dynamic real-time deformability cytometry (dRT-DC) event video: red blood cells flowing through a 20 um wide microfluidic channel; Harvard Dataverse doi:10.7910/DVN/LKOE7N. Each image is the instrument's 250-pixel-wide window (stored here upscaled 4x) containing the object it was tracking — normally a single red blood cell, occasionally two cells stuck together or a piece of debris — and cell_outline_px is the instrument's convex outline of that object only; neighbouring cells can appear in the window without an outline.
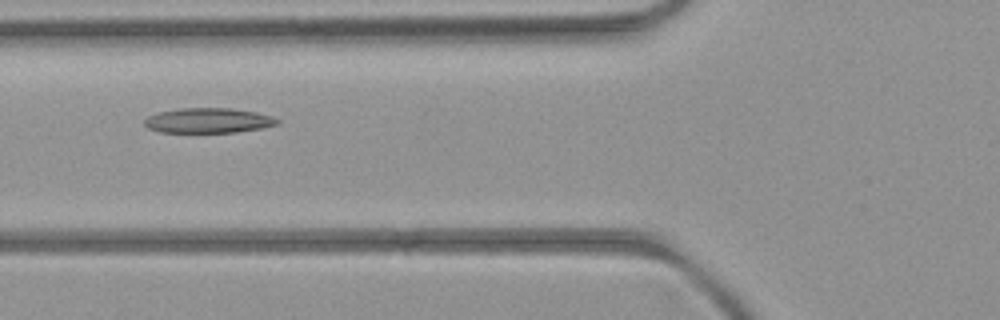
{"species": "common noctule bat (a hibernating species)", "species_latin": "Nyctalus noctula", "temperature_condition": "room temperature", "stored_images_in_passage": 6, "camera_frame_rate_fps": 3000, "um_per_image_px": 0.085, "animal": {"sex": "female", "body_mass_g": 21.9}, "frame": {"image": 1, "passage_image": 3, "time_ms": 2.333, "image_size_px": [1000, 320], "cell_outline_px": [[280, 120], [276, 124], [260, 128], [236, 132], [160, 132], [148, 128], [144, 124], [144, 120], [148, 116], [156, 112], [180, 108], [232, 108], [256, 112], [272, 116]], "centroid_in_image_um": [17.67, 10.23], "position_along_channel_um": 108.1, "area_um2": 19.31}}
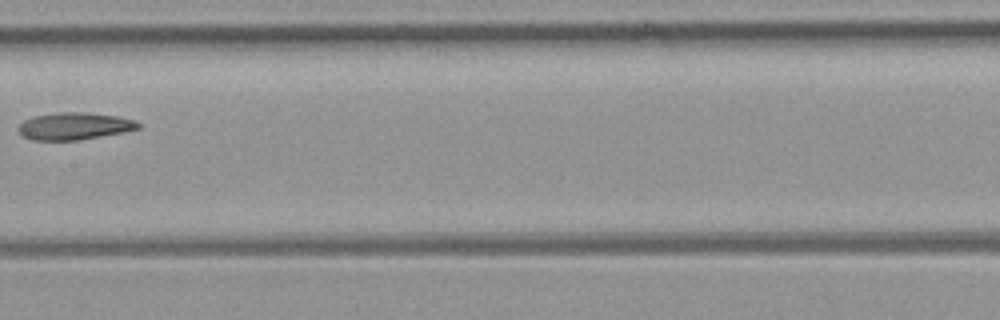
{"frame": {"image": 2, "passage_image": 5, "time_ms": 4.667, "image_size_px": [1000, 320], "cell_outline_px": [[144, 124], [140, 128], [124, 132], [80, 140], [32, 140], [24, 136], [16, 128], [24, 120], [32, 116], [60, 112], [80, 112], [116, 116], [136, 120]], "centroid_in_image_um": [6.35, 10.72], "position_along_channel_um": 201.1, "area_um2": 19.07}}
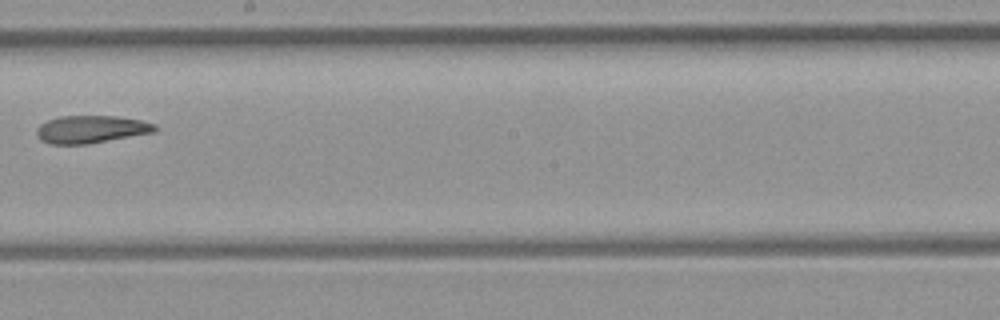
{"frame": {"image": 3, "passage_image": 6, "time_ms": 5.667, "image_size_px": [1000, 320], "cell_outline_px": [[156, 128], [152, 132], [88, 144], [52, 144], [40, 140], [36, 136], [36, 128], [40, 124], [48, 120], [60, 116], [116, 116], [140, 120], [156, 124]], "centroid_in_image_um": [7.68, 10.99], "position_along_channel_um": 240.5, "area_um2": 18.9}}